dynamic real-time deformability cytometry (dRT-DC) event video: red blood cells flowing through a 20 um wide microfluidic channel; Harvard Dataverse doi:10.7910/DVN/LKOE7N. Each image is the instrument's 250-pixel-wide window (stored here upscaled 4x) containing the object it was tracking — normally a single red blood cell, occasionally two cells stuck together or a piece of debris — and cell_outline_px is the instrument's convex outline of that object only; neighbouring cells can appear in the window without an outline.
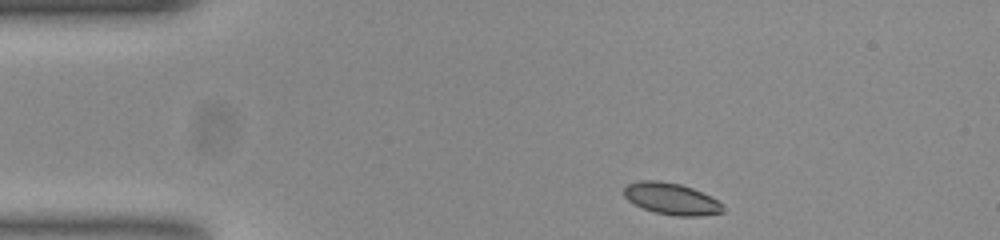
{"species": "common noctule bat (a hibernating species)", "species_latin": "Nyctalus noctula", "temperature_condition": "room temperature", "stored_images_in_passage": 8, "camera_frame_rate_fps": 3000, "um_per_image_px": 0.085, "animal": {"sex": "female", "body_mass_g": 23.0, "forearm_length_mm": 53.4}, "frame": {"image": 1, "passage_image": 1, "time_ms": 0.0, "image_size_px": [1000, 240], "cell_outline_px": [[724, 212], [700, 216], [676, 216], [656, 212], [644, 208], [628, 200], [624, 196], [624, 188], [628, 184], [640, 180], [656, 180], [680, 184], [692, 188], [724, 204]], "centroid_in_image_um": [57.08, 16.9], "position_along_channel_um": 27.9, "area_um2": 18.03}}